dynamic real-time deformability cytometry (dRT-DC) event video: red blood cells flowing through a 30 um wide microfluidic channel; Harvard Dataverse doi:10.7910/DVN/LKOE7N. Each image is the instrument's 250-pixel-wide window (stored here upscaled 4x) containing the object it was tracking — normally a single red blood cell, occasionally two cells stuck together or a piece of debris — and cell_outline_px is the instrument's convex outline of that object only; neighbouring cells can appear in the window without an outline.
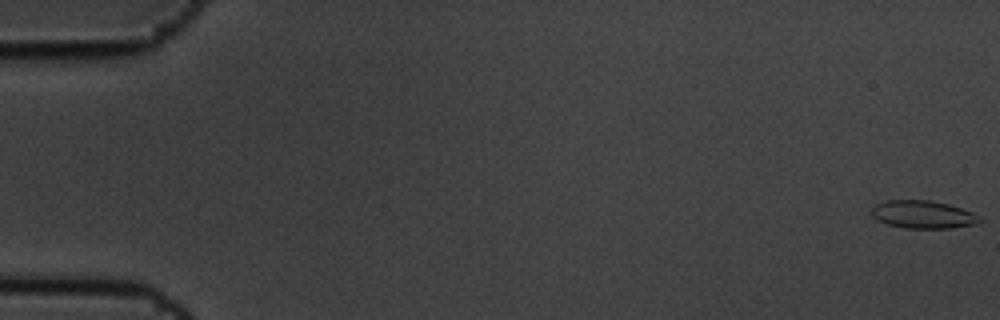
{"species": "common noctule bat (a hibernating species)", "species_latin": "Nyctalus noctula", "temperature_condition": "cold", "stored_images_in_passage": 5, "camera_frame_rate_fps": 3000, "um_per_image_px": 0.085, "animal": {"sex": "male", "body_mass_g": 19.5, "forearm_length_mm": 54.6}, "frame": {"image": 1, "passage_image": 1, "time_ms": 0.0, "image_size_px": [1000, 320], "cell_outline_px": [[984, 220], [980, 224], [952, 228], [904, 228], [888, 224], [876, 220], [872, 216], [872, 208], [876, 204], [888, 200], [928, 200], [948, 204], [972, 212], [980, 216]], "centroid_in_image_um": [78.5, 18.24], "position_along_channel_um": 6.5, "area_um2": 17.69}}
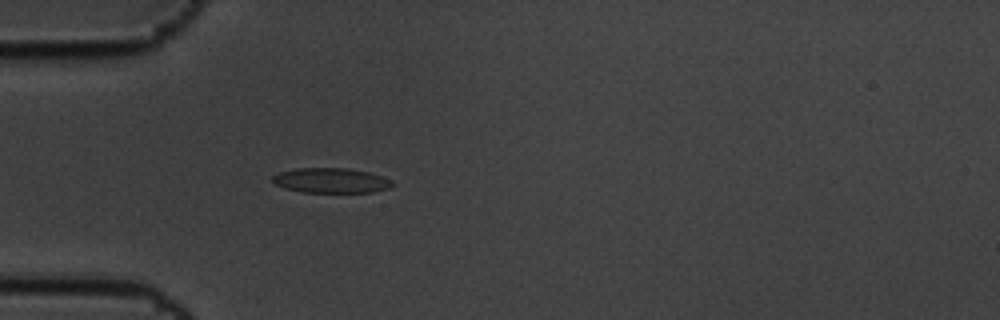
{"frame": {"image": 2, "passage_image": 5, "time_ms": 1.333, "image_size_px": [1000, 320], "cell_outline_px": [[396, 184], [388, 188], [372, 192], [304, 192], [284, 188], [276, 184], [272, 180], [272, 176], [280, 172], [296, 168], [348, 168], [368, 172], [392, 180]], "centroid_in_image_um": [28.14, 15.34], "position_along_channel_um": 56.9, "area_um2": 17.34}}